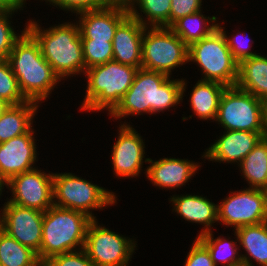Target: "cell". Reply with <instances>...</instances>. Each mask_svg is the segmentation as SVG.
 <instances>
[{
  "mask_svg": "<svg viewBox=\"0 0 267 266\" xmlns=\"http://www.w3.org/2000/svg\"><path fill=\"white\" fill-rule=\"evenodd\" d=\"M170 78L161 72L139 68L130 88L108 114L121 119L128 115L160 113L174 107L183 101L186 81Z\"/></svg>",
  "mask_w": 267,
  "mask_h": 266,
  "instance_id": "1",
  "label": "cell"
},
{
  "mask_svg": "<svg viewBox=\"0 0 267 266\" xmlns=\"http://www.w3.org/2000/svg\"><path fill=\"white\" fill-rule=\"evenodd\" d=\"M7 61L27 101L39 104L46 100L55 85L61 81L43 57L39 43L27 30L14 43Z\"/></svg>",
  "mask_w": 267,
  "mask_h": 266,
  "instance_id": "2",
  "label": "cell"
},
{
  "mask_svg": "<svg viewBox=\"0 0 267 266\" xmlns=\"http://www.w3.org/2000/svg\"><path fill=\"white\" fill-rule=\"evenodd\" d=\"M39 26L37 22L29 20L26 30L39 43L43 57L60 79L85 73L79 25L66 22L46 30Z\"/></svg>",
  "mask_w": 267,
  "mask_h": 266,
  "instance_id": "3",
  "label": "cell"
},
{
  "mask_svg": "<svg viewBox=\"0 0 267 266\" xmlns=\"http://www.w3.org/2000/svg\"><path fill=\"white\" fill-rule=\"evenodd\" d=\"M87 214L52 205L43 214L42 242L37 254L39 260L66 252L83 249L89 223Z\"/></svg>",
  "mask_w": 267,
  "mask_h": 266,
  "instance_id": "4",
  "label": "cell"
},
{
  "mask_svg": "<svg viewBox=\"0 0 267 266\" xmlns=\"http://www.w3.org/2000/svg\"><path fill=\"white\" fill-rule=\"evenodd\" d=\"M138 69L115 60L86 69V96L80 109L87 112L107 109L110 113L132 85Z\"/></svg>",
  "mask_w": 267,
  "mask_h": 266,
  "instance_id": "5",
  "label": "cell"
},
{
  "mask_svg": "<svg viewBox=\"0 0 267 266\" xmlns=\"http://www.w3.org/2000/svg\"><path fill=\"white\" fill-rule=\"evenodd\" d=\"M188 61L196 62L202 68L204 76L201 80L236 86L239 63L234 59L218 28L208 37L188 47Z\"/></svg>",
  "mask_w": 267,
  "mask_h": 266,
  "instance_id": "6",
  "label": "cell"
},
{
  "mask_svg": "<svg viewBox=\"0 0 267 266\" xmlns=\"http://www.w3.org/2000/svg\"><path fill=\"white\" fill-rule=\"evenodd\" d=\"M115 193L72 173L53 174V205L72 209L96 219L90 210H102L116 203Z\"/></svg>",
  "mask_w": 267,
  "mask_h": 266,
  "instance_id": "7",
  "label": "cell"
},
{
  "mask_svg": "<svg viewBox=\"0 0 267 266\" xmlns=\"http://www.w3.org/2000/svg\"><path fill=\"white\" fill-rule=\"evenodd\" d=\"M141 53L142 68L168 76L189 62L188 46L169 27H145Z\"/></svg>",
  "mask_w": 267,
  "mask_h": 266,
  "instance_id": "8",
  "label": "cell"
},
{
  "mask_svg": "<svg viewBox=\"0 0 267 266\" xmlns=\"http://www.w3.org/2000/svg\"><path fill=\"white\" fill-rule=\"evenodd\" d=\"M215 121L225 130L265 132L260 99L237 86L226 87Z\"/></svg>",
  "mask_w": 267,
  "mask_h": 266,
  "instance_id": "9",
  "label": "cell"
},
{
  "mask_svg": "<svg viewBox=\"0 0 267 266\" xmlns=\"http://www.w3.org/2000/svg\"><path fill=\"white\" fill-rule=\"evenodd\" d=\"M93 219L87 228L84 250L95 266H128L137 243L98 225Z\"/></svg>",
  "mask_w": 267,
  "mask_h": 266,
  "instance_id": "10",
  "label": "cell"
},
{
  "mask_svg": "<svg viewBox=\"0 0 267 266\" xmlns=\"http://www.w3.org/2000/svg\"><path fill=\"white\" fill-rule=\"evenodd\" d=\"M219 204L218 222L227 227L237 229L267 221V190L246 188L231 192Z\"/></svg>",
  "mask_w": 267,
  "mask_h": 266,
  "instance_id": "11",
  "label": "cell"
},
{
  "mask_svg": "<svg viewBox=\"0 0 267 266\" xmlns=\"http://www.w3.org/2000/svg\"><path fill=\"white\" fill-rule=\"evenodd\" d=\"M38 168L13 176L6 182L12 191L9 203L45 212L53 205V174Z\"/></svg>",
  "mask_w": 267,
  "mask_h": 266,
  "instance_id": "12",
  "label": "cell"
},
{
  "mask_svg": "<svg viewBox=\"0 0 267 266\" xmlns=\"http://www.w3.org/2000/svg\"><path fill=\"white\" fill-rule=\"evenodd\" d=\"M2 208L0 229L38 254L42 242L44 212L21 207L8 201Z\"/></svg>",
  "mask_w": 267,
  "mask_h": 266,
  "instance_id": "13",
  "label": "cell"
},
{
  "mask_svg": "<svg viewBox=\"0 0 267 266\" xmlns=\"http://www.w3.org/2000/svg\"><path fill=\"white\" fill-rule=\"evenodd\" d=\"M118 138L112 149V166L117 177H137L141 171L143 162L148 163L145 157V144L142 137L127 123L119 127Z\"/></svg>",
  "mask_w": 267,
  "mask_h": 266,
  "instance_id": "14",
  "label": "cell"
},
{
  "mask_svg": "<svg viewBox=\"0 0 267 266\" xmlns=\"http://www.w3.org/2000/svg\"><path fill=\"white\" fill-rule=\"evenodd\" d=\"M33 134L34 129L31 128L26 134L0 143V177L5 182L36 168L37 150Z\"/></svg>",
  "mask_w": 267,
  "mask_h": 266,
  "instance_id": "15",
  "label": "cell"
},
{
  "mask_svg": "<svg viewBox=\"0 0 267 266\" xmlns=\"http://www.w3.org/2000/svg\"><path fill=\"white\" fill-rule=\"evenodd\" d=\"M77 15L81 39L113 42L118 25L129 15L127 4L109 3L106 7Z\"/></svg>",
  "mask_w": 267,
  "mask_h": 266,
  "instance_id": "16",
  "label": "cell"
},
{
  "mask_svg": "<svg viewBox=\"0 0 267 266\" xmlns=\"http://www.w3.org/2000/svg\"><path fill=\"white\" fill-rule=\"evenodd\" d=\"M266 137L265 132L226 130L219 139L207 148L202 157L219 163H241L256 144Z\"/></svg>",
  "mask_w": 267,
  "mask_h": 266,
  "instance_id": "17",
  "label": "cell"
},
{
  "mask_svg": "<svg viewBox=\"0 0 267 266\" xmlns=\"http://www.w3.org/2000/svg\"><path fill=\"white\" fill-rule=\"evenodd\" d=\"M145 26L130 14L118 25L113 37V60L142 68V39Z\"/></svg>",
  "mask_w": 267,
  "mask_h": 266,
  "instance_id": "18",
  "label": "cell"
},
{
  "mask_svg": "<svg viewBox=\"0 0 267 266\" xmlns=\"http://www.w3.org/2000/svg\"><path fill=\"white\" fill-rule=\"evenodd\" d=\"M150 166L145 170L146 177L153 185L162 189L180 188L189 182L199 165L188 159L163 158L157 161L148 159Z\"/></svg>",
  "mask_w": 267,
  "mask_h": 266,
  "instance_id": "19",
  "label": "cell"
},
{
  "mask_svg": "<svg viewBox=\"0 0 267 266\" xmlns=\"http://www.w3.org/2000/svg\"><path fill=\"white\" fill-rule=\"evenodd\" d=\"M173 211L185 220L203 224V230L198 236L211 232L212 224L218 222V205L199 195H177L170 198Z\"/></svg>",
  "mask_w": 267,
  "mask_h": 266,
  "instance_id": "20",
  "label": "cell"
},
{
  "mask_svg": "<svg viewBox=\"0 0 267 266\" xmlns=\"http://www.w3.org/2000/svg\"><path fill=\"white\" fill-rule=\"evenodd\" d=\"M38 103L26 101L19 105H10L0 116V143L26 134L33 124Z\"/></svg>",
  "mask_w": 267,
  "mask_h": 266,
  "instance_id": "21",
  "label": "cell"
},
{
  "mask_svg": "<svg viewBox=\"0 0 267 266\" xmlns=\"http://www.w3.org/2000/svg\"><path fill=\"white\" fill-rule=\"evenodd\" d=\"M235 236L240 247L248 255H241L242 262L254 266L253 259L258 265L267 266V221L235 229Z\"/></svg>",
  "mask_w": 267,
  "mask_h": 266,
  "instance_id": "22",
  "label": "cell"
},
{
  "mask_svg": "<svg viewBox=\"0 0 267 266\" xmlns=\"http://www.w3.org/2000/svg\"><path fill=\"white\" fill-rule=\"evenodd\" d=\"M226 85L216 82L199 80L190 96V106L202 120H216L219 103Z\"/></svg>",
  "mask_w": 267,
  "mask_h": 266,
  "instance_id": "23",
  "label": "cell"
},
{
  "mask_svg": "<svg viewBox=\"0 0 267 266\" xmlns=\"http://www.w3.org/2000/svg\"><path fill=\"white\" fill-rule=\"evenodd\" d=\"M236 86L259 99L267 96V57L256 55L241 61Z\"/></svg>",
  "mask_w": 267,
  "mask_h": 266,
  "instance_id": "24",
  "label": "cell"
},
{
  "mask_svg": "<svg viewBox=\"0 0 267 266\" xmlns=\"http://www.w3.org/2000/svg\"><path fill=\"white\" fill-rule=\"evenodd\" d=\"M201 11L182 17L169 27L188 47L192 43L208 37L218 28L217 17H205ZM210 22H212L211 25Z\"/></svg>",
  "mask_w": 267,
  "mask_h": 266,
  "instance_id": "25",
  "label": "cell"
},
{
  "mask_svg": "<svg viewBox=\"0 0 267 266\" xmlns=\"http://www.w3.org/2000/svg\"><path fill=\"white\" fill-rule=\"evenodd\" d=\"M238 166L249 188L267 190V137H263Z\"/></svg>",
  "mask_w": 267,
  "mask_h": 266,
  "instance_id": "26",
  "label": "cell"
},
{
  "mask_svg": "<svg viewBox=\"0 0 267 266\" xmlns=\"http://www.w3.org/2000/svg\"><path fill=\"white\" fill-rule=\"evenodd\" d=\"M136 6L146 18L140 15ZM127 7L129 14L145 27H170L171 0H130Z\"/></svg>",
  "mask_w": 267,
  "mask_h": 266,
  "instance_id": "27",
  "label": "cell"
},
{
  "mask_svg": "<svg viewBox=\"0 0 267 266\" xmlns=\"http://www.w3.org/2000/svg\"><path fill=\"white\" fill-rule=\"evenodd\" d=\"M38 255L0 229V266H35Z\"/></svg>",
  "mask_w": 267,
  "mask_h": 266,
  "instance_id": "28",
  "label": "cell"
},
{
  "mask_svg": "<svg viewBox=\"0 0 267 266\" xmlns=\"http://www.w3.org/2000/svg\"><path fill=\"white\" fill-rule=\"evenodd\" d=\"M197 238L207 247L215 266L222 264L224 266L235 265L242 262L241 255L237 251V242L229 241V238H213L212 231ZM221 262V263H218Z\"/></svg>",
  "mask_w": 267,
  "mask_h": 266,
  "instance_id": "29",
  "label": "cell"
},
{
  "mask_svg": "<svg viewBox=\"0 0 267 266\" xmlns=\"http://www.w3.org/2000/svg\"><path fill=\"white\" fill-rule=\"evenodd\" d=\"M0 99L9 105H19L27 101L7 60L0 61Z\"/></svg>",
  "mask_w": 267,
  "mask_h": 266,
  "instance_id": "30",
  "label": "cell"
},
{
  "mask_svg": "<svg viewBox=\"0 0 267 266\" xmlns=\"http://www.w3.org/2000/svg\"><path fill=\"white\" fill-rule=\"evenodd\" d=\"M83 59L86 69L102 65L113 60L112 42L95 39H81Z\"/></svg>",
  "mask_w": 267,
  "mask_h": 266,
  "instance_id": "31",
  "label": "cell"
},
{
  "mask_svg": "<svg viewBox=\"0 0 267 266\" xmlns=\"http://www.w3.org/2000/svg\"><path fill=\"white\" fill-rule=\"evenodd\" d=\"M18 10L0 12V61L7 60L14 43L22 36L26 31V27L21 31V35L14 32L13 27L10 25L12 14ZM17 33V34H16Z\"/></svg>",
  "mask_w": 267,
  "mask_h": 266,
  "instance_id": "32",
  "label": "cell"
},
{
  "mask_svg": "<svg viewBox=\"0 0 267 266\" xmlns=\"http://www.w3.org/2000/svg\"><path fill=\"white\" fill-rule=\"evenodd\" d=\"M218 29L223 33L225 40H226V43H227V46L230 49V52L232 53L234 59L238 63H240L244 59L251 58L253 56L258 55L255 52L253 53L250 51V49H251L250 43L252 41H250L249 38L247 39L245 37V39L242 38L243 40L240 39V36L242 37L244 33L237 32V34L235 36L233 35L232 37H230L226 34V31H224L225 30L224 27L222 28L219 24H218ZM244 36H245V34H244Z\"/></svg>",
  "mask_w": 267,
  "mask_h": 266,
  "instance_id": "33",
  "label": "cell"
},
{
  "mask_svg": "<svg viewBox=\"0 0 267 266\" xmlns=\"http://www.w3.org/2000/svg\"><path fill=\"white\" fill-rule=\"evenodd\" d=\"M51 5L58 6L62 10L79 14L84 11L97 10L106 7L109 0H45Z\"/></svg>",
  "mask_w": 267,
  "mask_h": 266,
  "instance_id": "34",
  "label": "cell"
},
{
  "mask_svg": "<svg viewBox=\"0 0 267 266\" xmlns=\"http://www.w3.org/2000/svg\"><path fill=\"white\" fill-rule=\"evenodd\" d=\"M47 261L51 266H95L84 248L56 255Z\"/></svg>",
  "mask_w": 267,
  "mask_h": 266,
  "instance_id": "35",
  "label": "cell"
},
{
  "mask_svg": "<svg viewBox=\"0 0 267 266\" xmlns=\"http://www.w3.org/2000/svg\"><path fill=\"white\" fill-rule=\"evenodd\" d=\"M184 266H215L207 247L196 237Z\"/></svg>",
  "mask_w": 267,
  "mask_h": 266,
  "instance_id": "36",
  "label": "cell"
},
{
  "mask_svg": "<svg viewBox=\"0 0 267 266\" xmlns=\"http://www.w3.org/2000/svg\"><path fill=\"white\" fill-rule=\"evenodd\" d=\"M202 0H171L170 26L178 19L201 10Z\"/></svg>",
  "mask_w": 267,
  "mask_h": 266,
  "instance_id": "37",
  "label": "cell"
},
{
  "mask_svg": "<svg viewBox=\"0 0 267 266\" xmlns=\"http://www.w3.org/2000/svg\"><path fill=\"white\" fill-rule=\"evenodd\" d=\"M23 10L19 7L14 0H0V12L12 11V10Z\"/></svg>",
  "mask_w": 267,
  "mask_h": 266,
  "instance_id": "38",
  "label": "cell"
},
{
  "mask_svg": "<svg viewBox=\"0 0 267 266\" xmlns=\"http://www.w3.org/2000/svg\"><path fill=\"white\" fill-rule=\"evenodd\" d=\"M261 111H262V122L267 137V96L260 99Z\"/></svg>",
  "mask_w": 267,
  "mask_h": 266,
  "instance_id": "39",
  "label": "cell"
},
{
  "mask_svg": "<svg viewBox=\"0 0 267 266\" xmlns=\"http://www.w3.org/2000/svg\"><path fill=\"white\" fill-rule=\"evenodd\" d=\"M10 105L5 102L4 100L0 99V116L5 112V110L9 107Z\"/></svg>",
  "mask_w": 267,
  "mask_h": 266,
  "instance_id": "40",
  "label": "cell"
},
{
  "mask_svg": "<svg viewBox=\"0 0 267 266\" xmlns=\"http://www.w3.org/2000/svg\"><path fill=\"white\" fill-rule=\"evenodd\" d=\"M35 266H51L48 261H39Z\"/></svg>",
  "mask_w": 267,
  "mask_h": 266,
  "instance_id": "41",
  "label": "cell"
},
{
  "mask_svg": "<svg viewBox=\"0 0 267 266\" xmlns=\"http://www.w3.org/2000/svg\"><path fill=\"white\" fill-rule=\"evenodd\" d=\"M110 3H124L128 4L130 0H109Z\"/></svg>",
  "mask_w": 267,
  "mask_h": 266,
  "instance_id": "42",
  "label": "cell"
},
{
  "mask_svg": "<svg viewBox=\"0 0 267 266\" xmlns=\"http://www.w3.org/2000/svg\"><path fill=\"white\" fill-rule=\"evenodd\" d=\"M14 1L21 8H23V6H25L24 4L26 3L25 2L26 0H14Z\"/></svg>",
  "mask_w": 267,
  "mask_h": 266,
  "instance_id": "43",
  "label": "cell"
},
{
  "mask_svg": "<svg viewBox=\"0 0 267 266\" xmlns=\"http://www.w3.org/2000/svg\"><path fill=\"white\" fill-rule=\"evenodd\" d=\"M4 185H6V182L0 177V196L2 194V189H4Z\"/></svg>",
  "mask_w": 267,
  "mask_h": 266,
  "instance_id": "44",
  "label": "cell"
},
{
  "mask_svg": "<svg viewBox=\"0 0 267 266\" xmlns=\"http://www.w3.org/2000/svg\"><path fill=\"white\" fill-rule=\"evenodd\" d=\"M230 266H249L248 264H246L245 262H241L235 265H230Z\"/></svg>",
  "mask_w": 267,
  "mask_h": 266,
  "instance_id": "45",
  "label": "cell"
}]
</instances>
